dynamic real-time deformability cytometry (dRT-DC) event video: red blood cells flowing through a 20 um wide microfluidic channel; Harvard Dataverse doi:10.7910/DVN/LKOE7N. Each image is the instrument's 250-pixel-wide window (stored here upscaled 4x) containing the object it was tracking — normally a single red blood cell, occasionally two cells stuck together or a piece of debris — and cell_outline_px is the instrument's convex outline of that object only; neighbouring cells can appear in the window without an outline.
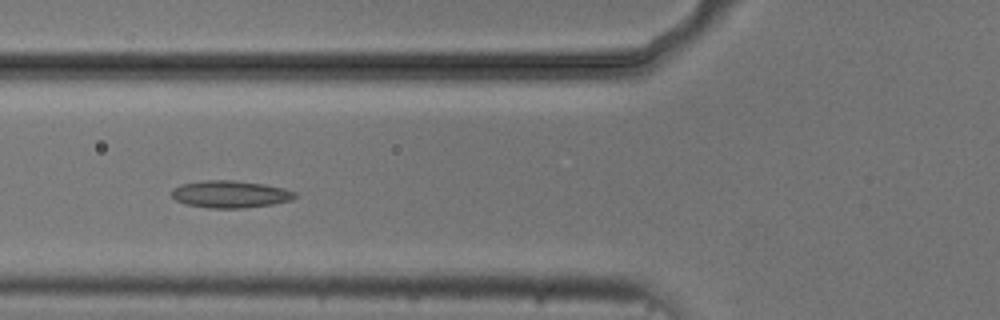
{"species": "common noctule bat (a hibernating species)", "species_latin": "Nyctalus noctula", "temperature_condition": "cold", "stored_images_in_passage": 4, "camera_frame_rate_fps": 3000, "um_per_image_px": 0.085, "animal": {"sex": "male", "body_mass_g": 20.5, "forearm_length_mm": 52.5}, "frame": {"image": 1, "passage_image": 4, "time_ms": 4.333, "image_size_px": [1000, 320], "cell_outline_px": [[296, 196], [292, 200], [272, 204], [244, 208], [208, 208], [188, 204], [176, 200], [172, 196], [172, 188], [180, 184], [204, 180], [232, 180], [264, 184], [284, 188], [296, 192]], "centroid_in_image_um": [19.57, 16.5], "position_along_channel_um": 106.2, "area_um2": 19.54}}